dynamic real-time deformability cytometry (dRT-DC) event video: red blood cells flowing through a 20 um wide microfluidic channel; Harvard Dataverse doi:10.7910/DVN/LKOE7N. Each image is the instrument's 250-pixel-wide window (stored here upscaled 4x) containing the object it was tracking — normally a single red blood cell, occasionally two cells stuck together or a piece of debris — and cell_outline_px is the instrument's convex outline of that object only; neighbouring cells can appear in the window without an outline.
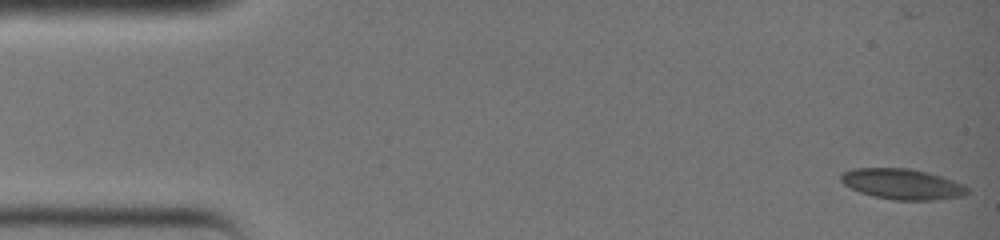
{"species": "common noctule bat (a hibernating species)", "species_latin": "Nyctalus noctula", "temperature_condition": "warm", "stored_images_in_passage": 37, "camera_frame_rate_fps": 3000, "um_per_image_px": 0.085, "animal": {"sex": "female", "body_mass_g": 19.0, "forearm_length_mm": 51.5}, "frame": {"image": 1, "passage_image": 1, "time_ms": 0.0, "image_size_px": [1000, 240], "cell_outline_px": [[968, 192], [964, 196], [932, 200], [896, 200], [876, 196], [860, 192], [844, 184], [840, 180], [840, 176], [844, 172], [852, 168], [908, 168], [928, 172], [964, 184], [968, 188]], "centroid_in_image_um": [76.71, 15.64], "position_along_channel_um": 8.3, "area_um2": 22.37}}
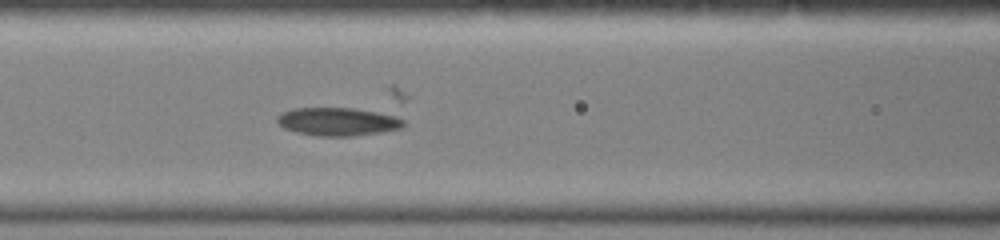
{"frame": {"image": 2, "passage_image": 16, "time_ms": 5.0, "image_size_px": [1000, 240], "cell_outline_px": [[404, 124], [400, 128], [380, 132], [352, 136], [316, 136], [296, 132], [284, 128], [276, 120], [276, 116], [292, 108], [352, 108], [392, 116], [404, 120]], "centroid_in_image_um": [28.63, 10.35], "position_along_channel_um": 138.0, "area_um2": 20.35}}
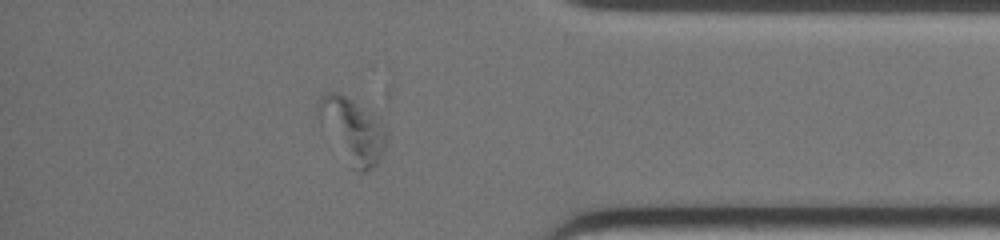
{"frame": {"image": 3, "passage_image": 32, "time_ms": 10.333, "image_size_px": [1000, 240], "cell_outline_px": [[388, 140], [380, 160], [372, 168], [364, 172], [356, 172], [352, 168], [320, 132], [316, 108], [316, 104], [320, 96], [328, 92], [340, 92], [372, 112], [384, 124], [388, 132]], "centroid_in_image_um": [29.9, 11.09], "position_along_channel_um": 405.3, "area_um2": 27.17}}